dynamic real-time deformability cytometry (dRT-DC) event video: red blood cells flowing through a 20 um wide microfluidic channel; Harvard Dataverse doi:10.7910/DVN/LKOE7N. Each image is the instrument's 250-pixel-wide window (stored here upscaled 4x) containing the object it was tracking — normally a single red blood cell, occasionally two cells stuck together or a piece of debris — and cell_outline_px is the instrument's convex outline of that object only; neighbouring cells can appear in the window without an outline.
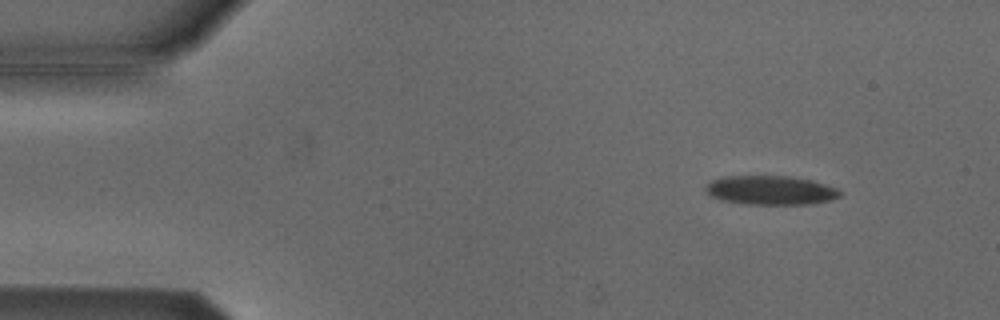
{"species": "Egyptian fruit bat (a non-hibernating species)", "species_latin": "Rousettus aegyptiacus", "temperature_condition": "cold", "stored_images_in_passage": 8, "camera_frame_rate_fps": 3000, "um_per_image_px": 0.085, "animal": {"sex": "male"}, "frame": {"image": 1, "passage_image": 2, "time_ms": 0.333, "image_size_px": [1000, 320], "cell_outline_px": [[844, 192], [840, 196], [832, 200], [808, 204], [744, 204], [720, 200], [704, 192], [704, 184], [720, 176], [788, 176], [812, 180], [836, 188]], "centroid_in_image_um": [65.46, 16.17], "position_along_channel_um": 19.5, "area_um2": 23.06}}
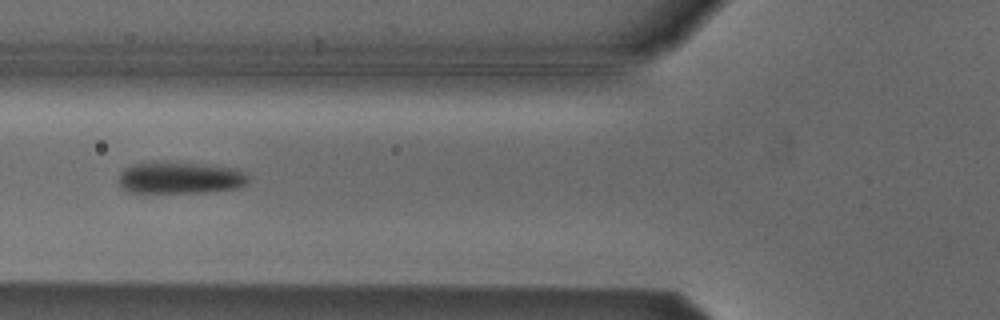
{"frame": {"image": 2, "passage_image": 5, "time_ms": 1.333, "image_size_px": [1000, 320], "cell_outline_px": [[248, 184], [236, 188], [204, 192], [128, 192], [120, 188], [120, 172], [124, 168], [132, 164], [208, 164], [236, 168], [244, 172], [248, 176]], "centroid_in_image_um": [15.35, 15.14], "position_along_channel_um": 110.4, "area_um2": 23.47}}
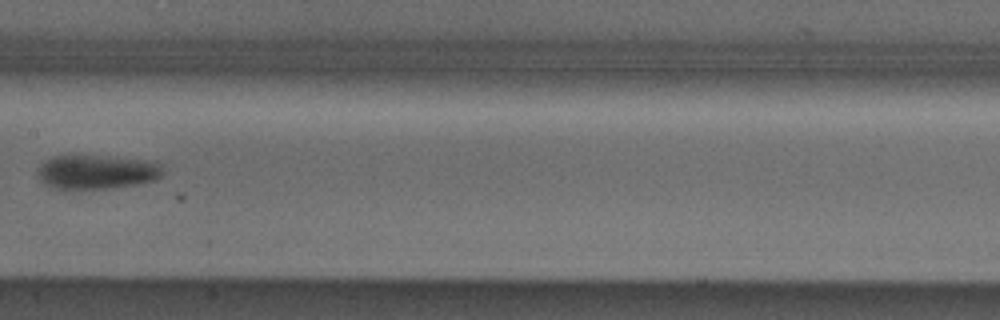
{"frame": {"image": 3, "passage_image": 7, "time_ms": 2.0, "image_size_px": [1000, 320], "cell_outline_px": [[164, 172], [156, 180], [136, 184], [108, 188], [52, 188], [44, 184], [40, 176], [40, 164], [52, 156], [96, 156], [156, 160], [160, 164]], "centroid_in_image_um": [8.29, 14.6], "position_along_channel_um": 199.1, "area_um2": 24.62}}